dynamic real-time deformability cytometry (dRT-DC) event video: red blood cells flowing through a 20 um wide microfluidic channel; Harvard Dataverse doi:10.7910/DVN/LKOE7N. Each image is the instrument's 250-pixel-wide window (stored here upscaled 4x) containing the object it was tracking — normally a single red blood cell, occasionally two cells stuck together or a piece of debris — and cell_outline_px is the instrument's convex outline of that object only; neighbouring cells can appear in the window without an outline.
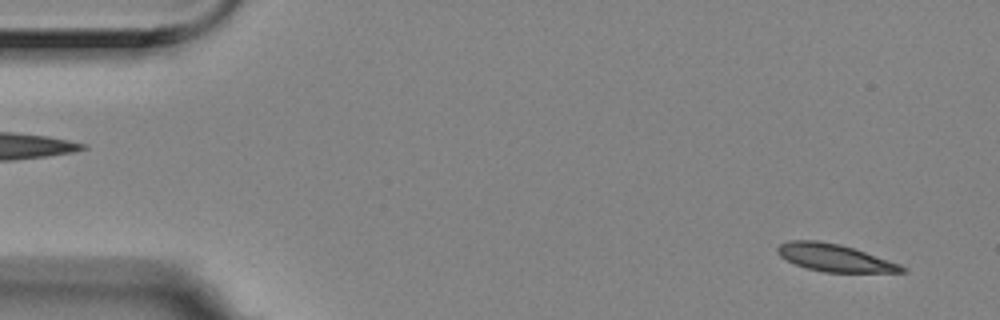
{"species": "Egyptian fruit bat (a non-hibernating species)", "species_latin": "Rousettus aegyptiacus", "temperature_condition": "room temperature", "stored_images_in_passage": 8, "camera_frame_rate_fps": 3000, "um_per_image_px": 0.085, "animal": {"sex": "female"}, "frame": {"image": 1, "passage_image": 2, "time_ms": 0.333, "image_size_px": [1000, 320], "cell_outline_px": [[908, 272], [824, 272], [808, 268], [796, 264], [780, 256], [776, 252], [776, 248], [780, 244], [788, 240], [816, 240], [840, 244], [900, 264], [908, 268]], "centroid_in_image_um": [70.93, 21.91], "position_along_channel_um": 14.1, "area_um2": 19.65}}
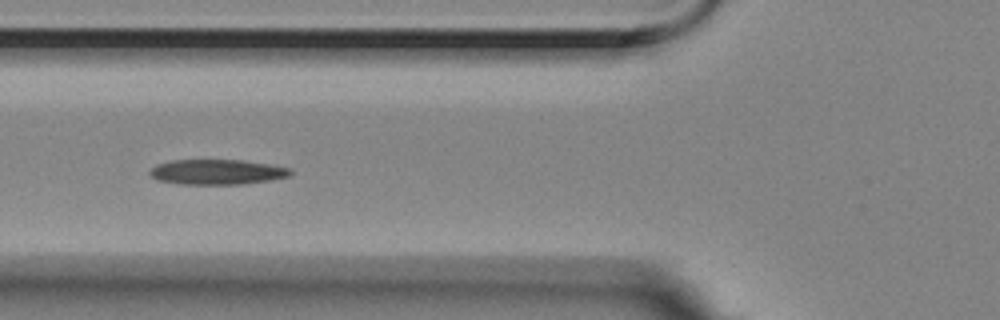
{"frame": {"image": 2, "passage_image": 7, "time_ms": 2.0, "image_size_px": [1000, 320], "cell_outline_px": [[292, 176], [272, 180], [244, 184], [184, 184], [156, 180], [148, 172], [156, 164], [172, 160], [240, 160], [272, 164], [292, 168]], "centroid_in_image_um": [18.51, 14.61], "position_along_channel_um": 107.3, "area_um2": 20.81}}
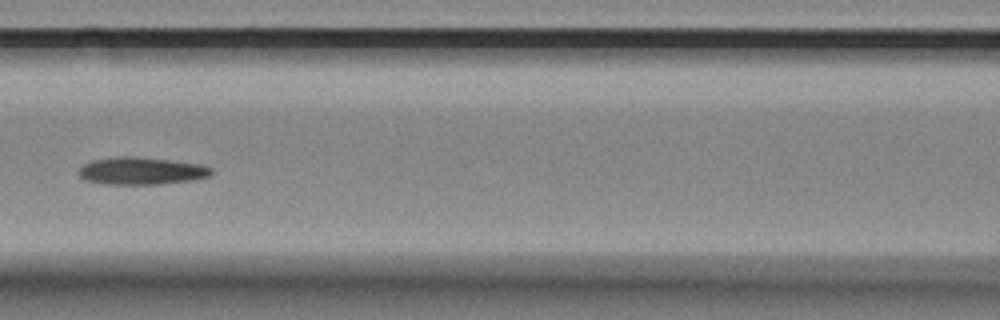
{"frame": {"image": 3, "passage_image": 8, "time_ms": 2.333, "image_size_px": [1000, 320], "cell_outline_px": [[216, 172], [208, 176], [192, 180], [160, 184], [108, 184], [84, 180], [80, 176], [80, 168], [84, 164], [92, 160], [116, 156], [132, 156], [168, 160], [200, 164], [212, 168]], "centroid_in_image_um": [12.03, 14.52], "position_along_channel_um": 154.6, "area_um2": 21.1}}